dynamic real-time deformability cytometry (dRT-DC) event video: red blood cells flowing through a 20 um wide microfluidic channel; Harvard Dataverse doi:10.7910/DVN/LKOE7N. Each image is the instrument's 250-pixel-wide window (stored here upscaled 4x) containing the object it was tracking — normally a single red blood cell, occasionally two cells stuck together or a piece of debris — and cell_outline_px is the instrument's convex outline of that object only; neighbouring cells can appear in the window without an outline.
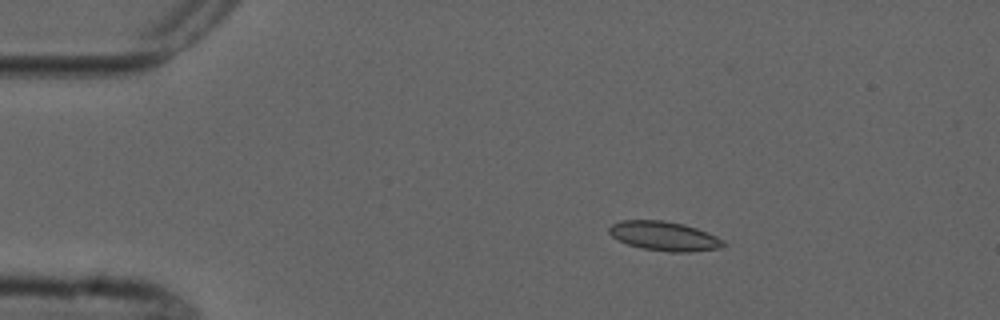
{"species": "common noctule bat (a hibernating species)", "species_latin": "Nyctalus noctula", "temperature_condition": "cold", "stored_images_in_passage": 6, "camera_frame_rate_fps": 3000, "um_per_image_px": 0.085, "animal": {"sex": "male", "forearm_length_mm": 52.5}, "frame": {"image": 1, "passage_image": 3, "time_ms": 2.333, "image_size_px": [1000, 320], "cell_outline_px": [[724, 248], [688, 252], [668, 252], [640, 248], [616, 240], [608, 232], [608, 228], [612, 224], [620, 220], [664, 220], [684, 224], [696, 228], [716, 236], [724, 240]], "centroid_in_image_um": [56.44, 20.07], "position_along_channel_um": 28.6, "area_um2": 19.71}}
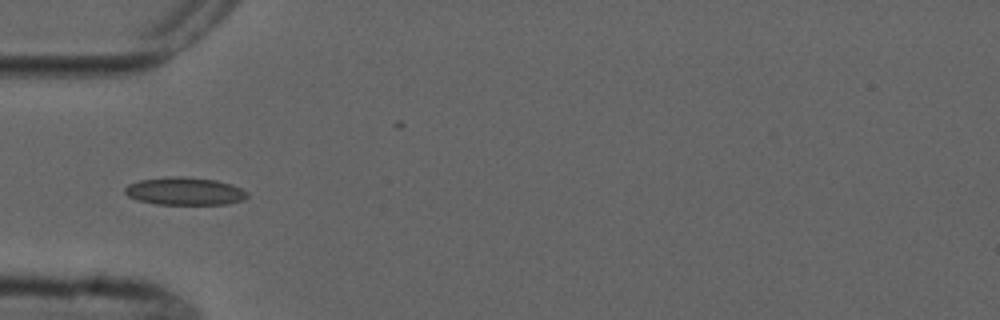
{"frame": {"image": 2, "passage_image": 5, "time_ms": 5.0, "image_size_px": [1000, 320], "cell_outline_px": [[248, 196], [244, 200], [228, 204], [156, 204], [136, 200], [128, 196], [124, 192], [124, 188], [128, 184], [140, 180], [172, 176], [188, 176], [216, 180], [232, 184], [248, 192]], "centroid_in_image_um": [15.71, 16.25], "position_along_channel_um": 69.3, "area_um2": 20.0}}
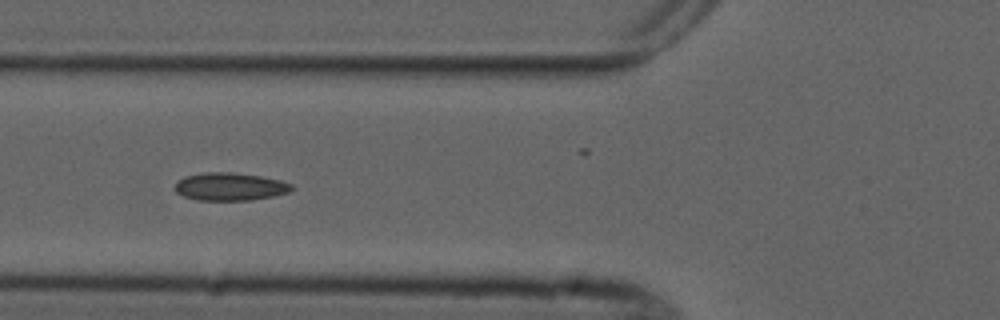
{"frame": {"image": 3, "passage_image": 6, "time_ms": 6.0, "image_size_px": [1000, 320], "cell_outline_px": [[296, 188], [288, 192], [272, 196], [252, 200], [196, 200], [184, 196], [176, 192], [176, 180], [184, 176], [204, 172], [232, 172], [260, 176], [280, 180], [292, 184]], "centroid_in_image_um": [19.55, 15.86], "position_along_channel_um": 106.3, "area_um2": 19.02}}